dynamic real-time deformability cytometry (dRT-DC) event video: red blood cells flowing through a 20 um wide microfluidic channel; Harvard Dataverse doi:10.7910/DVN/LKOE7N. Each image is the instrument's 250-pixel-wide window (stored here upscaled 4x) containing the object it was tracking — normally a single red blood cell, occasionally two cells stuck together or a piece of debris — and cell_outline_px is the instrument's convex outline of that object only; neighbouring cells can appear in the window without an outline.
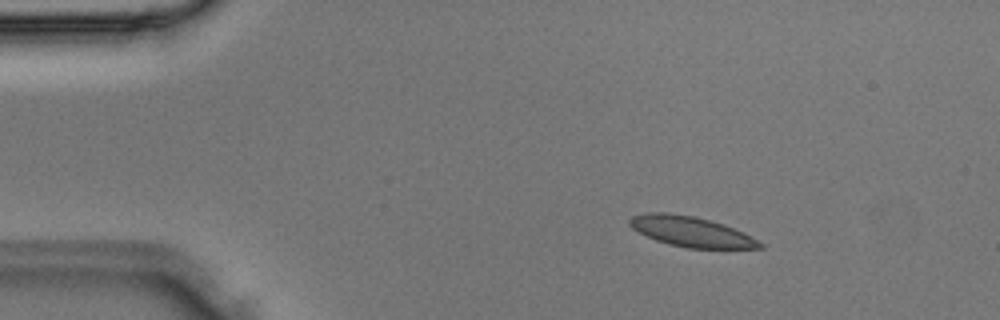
{"species": "Egyptian fruit bat (a non-hibernating species)", "species_latin": "Rousettus aegyptiacus", "temperature_condition": "room temperature", "stored_images_in_passage": 3, "camera_frame_rate_fps": 3000, "um_per_image_px": 0.085, "animal": {"sex": "male"}, "frame": {"image": 1, "passage_image": 2, "time_ms": 0.333, "image_size_px": [1000, 320], "cell_outline_px": [[764, 248], [688, 248], [668, 244], [656, 240], [632, 228], [628, 224], [628, 220], [632, 216], [648, 212], [664, 212], [692, 216], [724, 224], [744, 232], [764, 244]], "centroid_in_image_um": [58.75, 19.69], "position_along_channel_um": 26.3, "area_um2": 22.77}}